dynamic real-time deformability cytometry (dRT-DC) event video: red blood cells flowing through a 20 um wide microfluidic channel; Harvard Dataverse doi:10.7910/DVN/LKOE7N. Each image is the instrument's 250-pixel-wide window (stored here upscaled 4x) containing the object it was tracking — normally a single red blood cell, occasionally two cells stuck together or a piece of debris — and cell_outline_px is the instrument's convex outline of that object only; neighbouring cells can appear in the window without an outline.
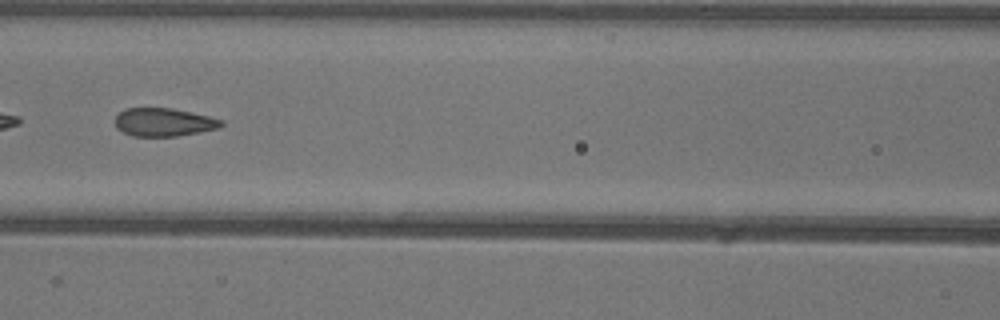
{"species": "common noctule bat (a hibernating species)", "species_latin": "Nyctalus noctula", "temperature_condition": "warm", "stored_images_in_passage": 50, "camera_frame_rate_fps": 3000, "um_per_image_px": 0.085, "animal": {"sex": "female"}, "frame": {"image": 1, "passage_image": 22, "time_ms": 7.0, "image_size_px": [1000, 320], "cell_outline_px": [[224, 124], [220, 128], [200, 132], [176, 136], [132, 136], [116, 128], [116, 116], [124, 108], [172, 108], [192, 112], [224, 120]], "centroid_in_image_um": [13.95, 10.38], "position_along_channel_um": 152.7, "area_um2": 17.51}, "authors_computed_cell_mechanics": {"area_um2": 18.6405, "velocity_mm_per_s": 4.0015, "shape_relaxation_time_tau1_ms": 7.6596, "shape_relaxation_time_tau2_ms": 0.8555, "deformation_change_tau1": 0.1887, "deformation_change_tau2": 0.0773}}